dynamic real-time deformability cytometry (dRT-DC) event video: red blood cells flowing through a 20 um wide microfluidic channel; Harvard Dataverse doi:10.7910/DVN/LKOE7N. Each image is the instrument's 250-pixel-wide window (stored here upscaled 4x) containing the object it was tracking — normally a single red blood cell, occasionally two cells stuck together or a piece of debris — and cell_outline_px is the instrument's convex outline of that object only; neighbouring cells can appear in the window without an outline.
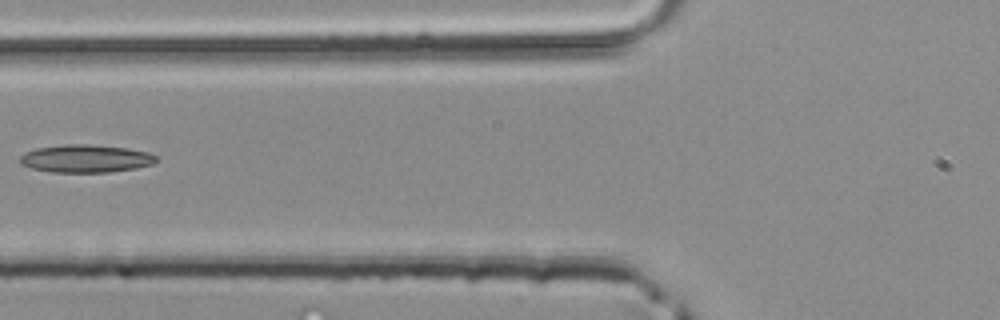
{"species": "common noctule bat (a hibernating species)", "species_latin": "Nyctalus noctula", "temperature_condition": "room temperature", "stored_images_in_passage": 3, "camera_frame_rate_fps": 3000, "um_per_image_px": 0.085, "animal": {"sex": "male", "body_mass_g": 20.4}, "frame": {"image": 1, "passage_image": 3, "time_ms": 0.667, "image_size_px": [1000, 320], "cell_outline_px": [[156, 160], [152, 164], [136, 168], [108, 172], [52, 172], [32, 168], [20, 164], [20, 156], [24, 152], [36, 148], [64, 144], [88, 144], [128, 148], [148, 152], [156, 156]], "centroid_in_image_um": [7.26, 13.47], "position_along_channel_um": 118.5, "area_um2": 22.08}}